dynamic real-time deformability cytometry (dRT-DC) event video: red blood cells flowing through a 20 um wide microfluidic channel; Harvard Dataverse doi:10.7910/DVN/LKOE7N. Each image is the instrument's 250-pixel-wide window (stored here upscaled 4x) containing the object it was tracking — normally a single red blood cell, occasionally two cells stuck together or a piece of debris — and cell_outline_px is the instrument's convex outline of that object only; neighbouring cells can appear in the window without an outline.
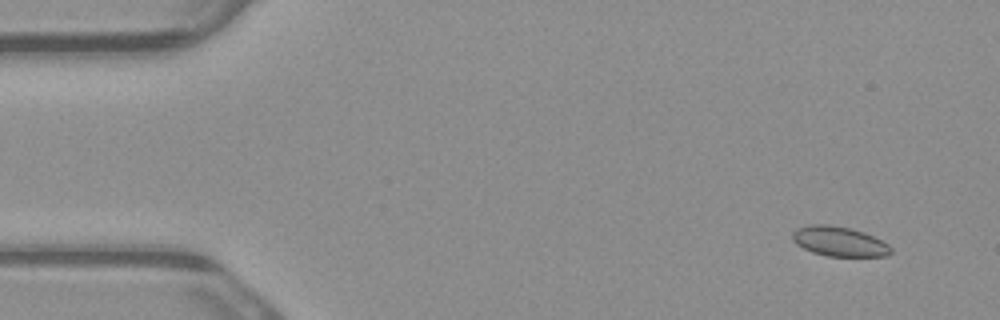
{"species": "common noctule bat (a hibernating species)", "species_latin": "Nyctalus noctula", "temperature_condition": "warm", "stored_images_in_passage": 5, "camera_frame_rate_fps": 3000, "um_per_image_px": 0.085, "animal": {"sex": "male", "body_mass_g": 23.1, "forearm_length_mm": 52.7}, "frame": {"image": 1, "passage_image": 1, "time_ms": 0.0, "image_size_px": [1000, 320], "cell_outline_px": [[892, 252], [888, 256], [828, 256], [812, 252], [796, 244], [792, 240], [792, 232], [796, 228], [808, 224], [828, 224], [848, 228], [864, 232], [888, 244], [892, 248]], "centroid_in_image_um": [71.31, 20.52], "position_along_channel_um": 13.7, "area_um2": 17.11}}
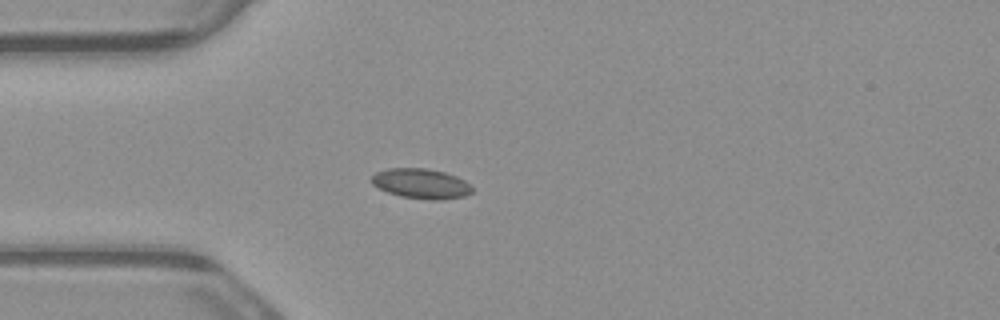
{"frame": {"image": 2, "passage_image": 4, "time_ms": 1.0, "image_size_px": [1000, 320], "cell_outline_px": [[472, 192], [464, 196], [444, 200], [432, 200], [400, 196], [388, 192], [372, 184], [368, 180], [376, 172], [388, 168], [428, 168], [444, 172], [456, 176], [464, 180], [472, 188]], "centroid_in_image_um": [35.77, 15.6], "position_along_channel_um": 49.2, "area_um2": 17.63}}